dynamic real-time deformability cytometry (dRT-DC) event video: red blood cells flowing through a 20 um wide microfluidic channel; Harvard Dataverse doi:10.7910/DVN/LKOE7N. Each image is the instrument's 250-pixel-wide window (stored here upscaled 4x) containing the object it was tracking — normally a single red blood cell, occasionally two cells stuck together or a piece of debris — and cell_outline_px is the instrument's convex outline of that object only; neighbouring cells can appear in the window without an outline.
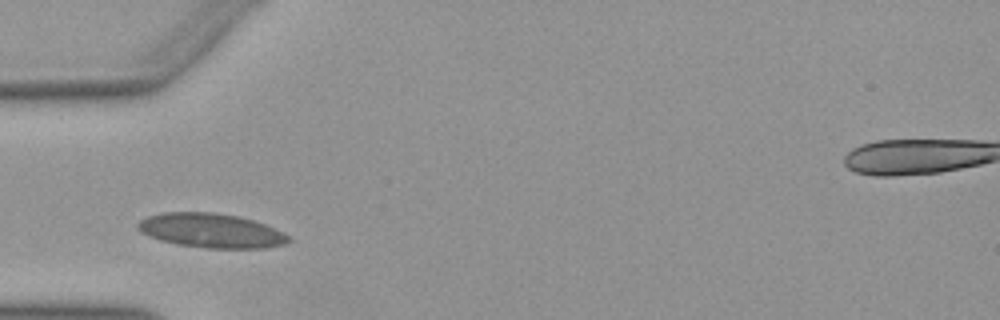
{"species": "Egyptian fruit bat (a non-hibernating species)", "species_latin": "Rousettus aegyptiacus", "temperature_condition": "warm", "stored_images_in_passage": 13, "camera_frame_rate_fps": 3000, "um_per_image_px": 0.085, "animal": {"sex": "female"}, "frame": {"image": 1, "passage_image": 1, "time_ms": 0.0, "image_size_px": [1000, 320], "cell_outline_px": [[292, 240], [284, 244], [264, 248], [204, 248], [176, 244], [160, 240], [148, 236], [140, 232], [136, 228], [136, 224], [140, 220], [148, 216], [164, 212], [216, 212], [240, 216], [264, 224], [284, 232]], "centroid_in_image_um": [17.92, 19.6], "position_along_channel_um": 67.1, "area_um2": 30.35}}
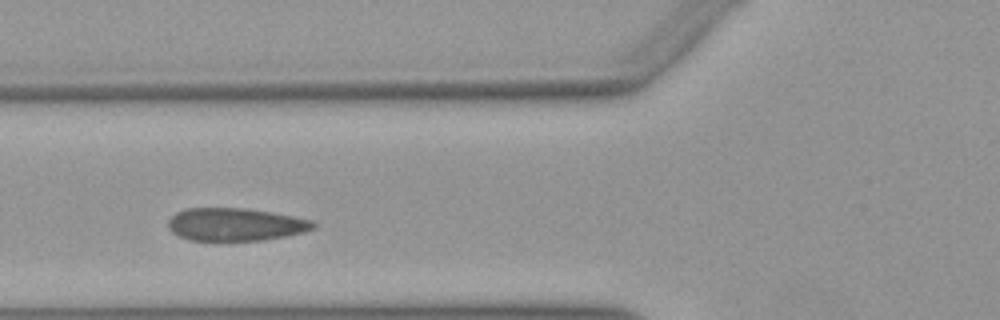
{"frame": {"image": 2, "passage_image": 4, "time_ms": 1.0, "image_size_px": [1000, 320], "cell_outline_px": [[316, 228], [304, 232], [264, 240], [216, 244], [192, 240], [180, 236], [172, 232], [168, 228], [168, 220], [176, 212], [184, 208], [244, 208], [272, 212], [312, 220], [316, 224]], "centroid_in_image_um": [19.97, 19.12], "position_along_channel_um": 105.8, "area_um2": 28.73}}